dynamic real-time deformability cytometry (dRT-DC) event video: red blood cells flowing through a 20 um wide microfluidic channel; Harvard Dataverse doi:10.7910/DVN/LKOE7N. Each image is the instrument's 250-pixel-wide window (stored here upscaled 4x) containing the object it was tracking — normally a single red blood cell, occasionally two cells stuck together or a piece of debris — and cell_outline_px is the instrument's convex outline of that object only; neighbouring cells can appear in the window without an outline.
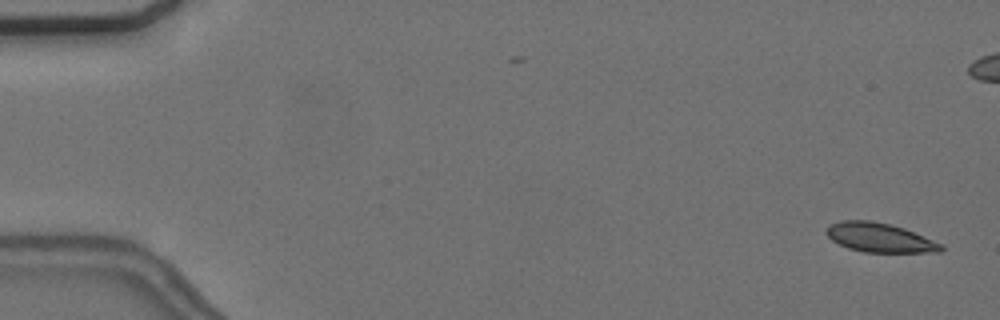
{"species": "common noctule bat (a hibernating species)", "species_latin": "Nyctalus noctula", "temperature_condition": "cold", "stored_images_in_passage": 56, "camera_frame_rate_fps": 3000, "um_per_image_px": 0.085, "animal": {"sex": "female", "body_mass_g": 24.6, "forearm_length_mm": 56.2}, "frame": {"image": 1, "passage_image": 1, "time_ms": 0.0, "image_size_px": [1000, 320], "cell_outline_px": [[944, 248], [940, 252], [864, 252], [848, 248], [832, 240], [824, 232], [832, 224], [840, 220], [872, 220], [904, 228], [944, 244]], "centroid_in_image_um": [74.79, 20.2], "position_along_channel_um": 10.2, "area_um2": 19.48}}
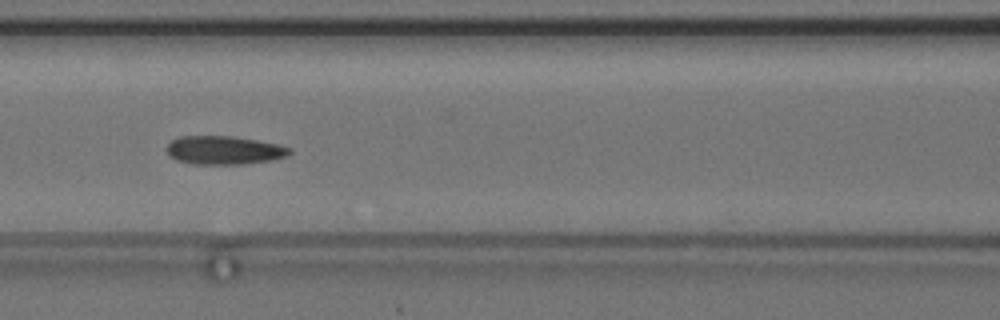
{"frame": {"image": 2, "passage_image": 24, "time_ms": 7.667, "image_size_px": [1000, 320], "cell_outline_px": [[292, 152], [288, 156], [272, 160], [244, 164], [192, 164], [176, 160], [168, 156], [168, 144], [172, 140], [180, 136], [232, 136], [256, 140], [276, 144], [292, 148]], "centroid_in_image_um": [19.06, 12.77], "position_along_channel_um": 147.5, "area_um2": 20.46}, "authors_computed_cell_mechanics": {"area_um2": 20.0566, "velocity_mm_per_s": 3.6602, "shape_relaxation_time_tau1_ms": null, "shape_relaxation_time_tau2_ms": 3.4812, "deformation_change_tau1": null, "deformation_change_tau2": 0.0669}}